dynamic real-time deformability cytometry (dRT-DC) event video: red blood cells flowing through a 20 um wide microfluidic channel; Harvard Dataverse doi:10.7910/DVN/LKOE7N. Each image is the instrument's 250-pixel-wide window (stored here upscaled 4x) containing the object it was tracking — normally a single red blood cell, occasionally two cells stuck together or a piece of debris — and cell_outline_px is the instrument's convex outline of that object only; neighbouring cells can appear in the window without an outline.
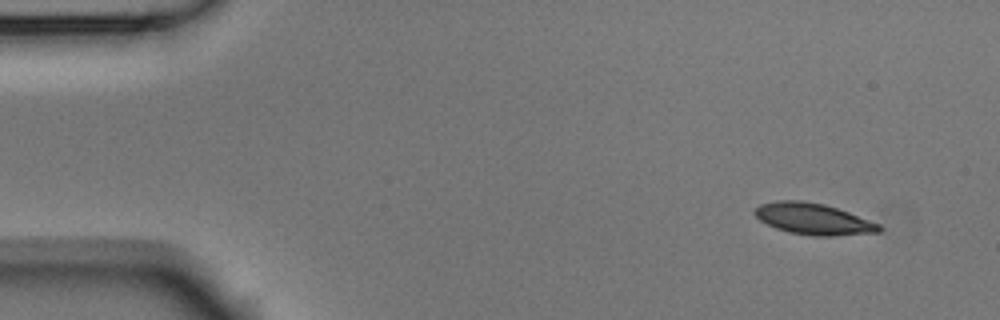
{"species": "Egyptian fruit bat (a non-hibernating species)", "species_latin": "Rousettus aegyptiacus", "temperature_condition": "room temperature", "stored_images_in_passage": 4, "camera_frame_rate_fps": 3000, "um_per_image_px": 0.085, "animal": {"sex": "male"}, "frame": {"image": 1, "passage_image": 1, "time_ms": 0.0, "image_size_px": [1000, 320], "cell_outline_px": [[884, 228], [880, 232], [832, 236], [816, 236], [788, 232], [776, 228], [760, 220], [752, 212], [760, 204], [776, 200], [804, 200], [824, 204], [848, 212], [880, 224]], "centroid_in_image_um": [69.13, 18.6], "position_along_channel_um": 15.9, "area_um2": 22.72}}
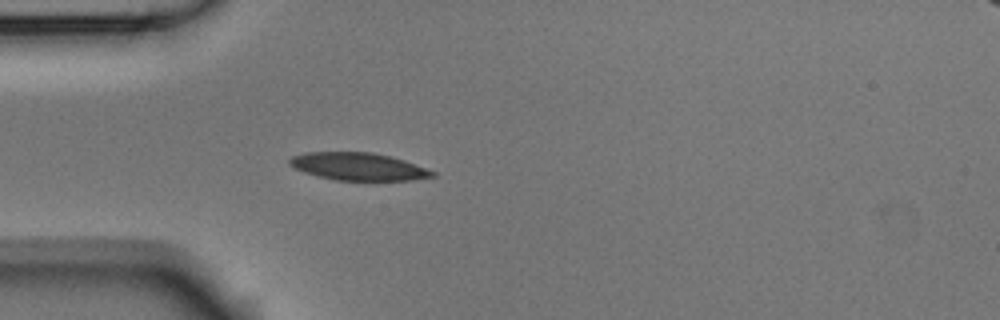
{"frame": {"image": 2, "passage_image": 4, "time_ms": 1.0, "image_size_px": [1000, 320], "cell_outline_px": [[436, 176], [412, 180], [336, 180], [316, 176], [304, 172], [288, 164], [288, 160], [292, 156], [304, 152], [372, 152], [404, 160], [436, 172]], "centroid_in_image_um": [30.43, 14.15], "position_along_channel_um": 54.6, "area_um2": 22.89}}